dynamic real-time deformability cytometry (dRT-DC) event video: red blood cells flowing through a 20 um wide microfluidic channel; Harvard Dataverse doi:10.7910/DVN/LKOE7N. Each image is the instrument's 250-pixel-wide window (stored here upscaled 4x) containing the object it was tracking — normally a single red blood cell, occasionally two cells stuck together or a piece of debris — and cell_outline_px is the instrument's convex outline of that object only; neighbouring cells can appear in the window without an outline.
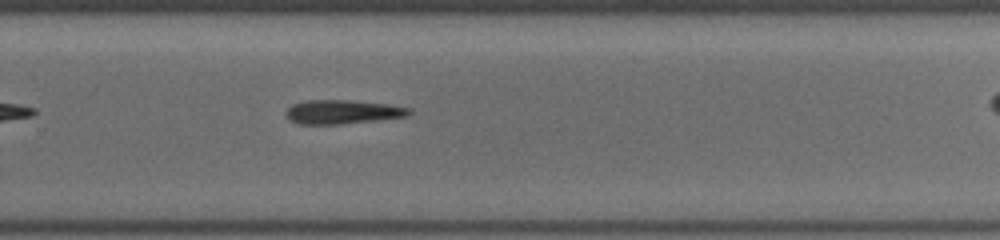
{"species": "common noctule bat (a hibernating species)", "species_latin": "Nyctalus noctula", "temperature_condition": "cold", "stored_images_in_passage": 26, "camera_frame_rate_fps": 3000, "um_per_image_px": 0.085, "animal": {"sex": "female", "body_mass_g": 19.5, "forearm_length_mm": 54.1}, "frame": {"image": 1, "passage_image": 19, "time_ms": 6.0, "image_size_px": [1000, 240], "cell_outline_px": [[412, 112], [408, 116], [376, 120], [336, 124], [300, 124], [292, 120], [284, 112], [292, 104], [308, 100], [352, 100], [388, 104], [412, 108]], "centroid_in_image_um": [29.15, 9.5], "position_along_channel_um": 300.6, "area_um2": 17.11}}
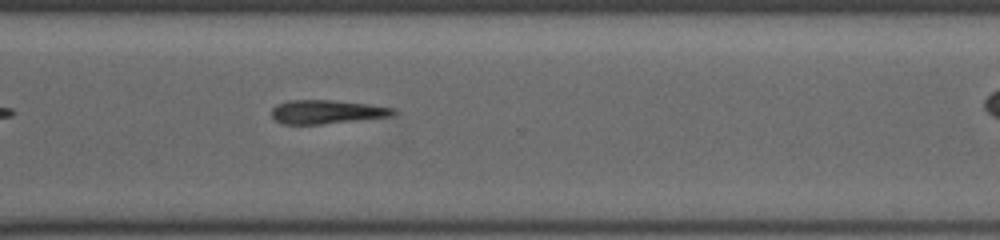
{"frame": {"image": 2, "passage_image": 22, "time_ms": 7.0, "image_size_px": [1000, 240], "cell_outline_px": [[396, 112], [392, 116], [320, 124], [284, 124], [276, 120], [272, 116], [272, 108], [276, 104], [288, 100], [332, 100], [372, 104], [396, 108]], "centroid_in_image_um": [27.79, 9.49], "position_along_channel_um": 342.8, "area_um2": 16.88}}